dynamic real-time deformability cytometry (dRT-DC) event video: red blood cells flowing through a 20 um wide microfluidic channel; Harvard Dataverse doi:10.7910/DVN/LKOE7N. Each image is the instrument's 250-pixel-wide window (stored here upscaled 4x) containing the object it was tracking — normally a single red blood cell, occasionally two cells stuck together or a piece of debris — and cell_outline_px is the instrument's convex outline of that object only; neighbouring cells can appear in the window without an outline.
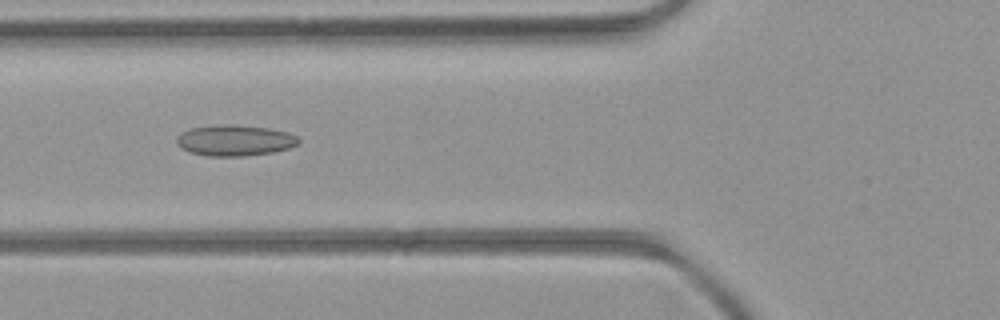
{"species": "common noctule bat (a hibernating species)", "species_latin": "Nyctalus noctula", "temperature_condition": "room temperature", "stored_images_in_passage": 52, "camera_frame_rate_fps": 3000, "um_per_image_px": 0.085, "animal": {"sex": "female", "body_mass_g": 21.9}, "frame": {"image": 1, "passage_image": 20, "time_ms": 6.333, "image_size_px": [1000, 320], "cell_outline_px": [[300, 140], [296, 144], [288, 148], [272, 152], [244, 156], [208, 156], [188, 152], [180, 148], [176, 144], [176, 136], [180, 132], [192, 128], [224, 124], [232, 124], [268, 128], [288, 132], [296, 136]], "centroid_in_image_um": [19.9, 11.93], "position_along_channel_um": 105.9, "area_um2": 22.02}}
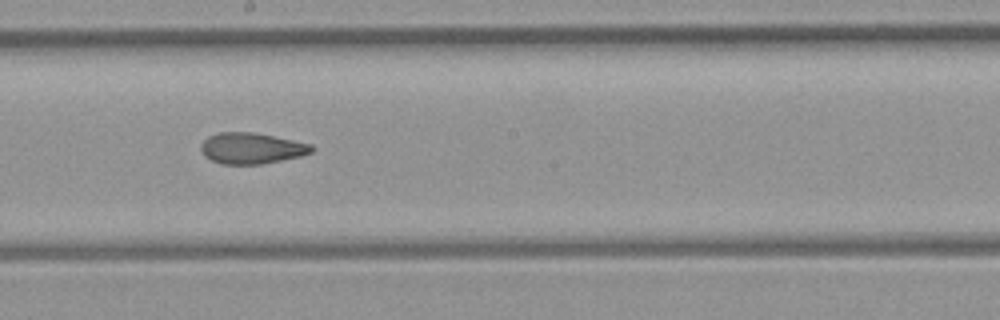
{"frame": {"image": 2, "passage_image": 29, "time_ms": 9.333, "image_size_px": [1000, 320], "cell_outline_px": [[312, 152], [300, 156], [260, 164], [220, 164], [204, 156], [200, 148], [200, 144], [208, 136], [220, 132], [252, 132], [312, 144]], "centroid_in_image_um": [21.33, 12.6], "position_along_channel_um": 226.9, "area_um2": 19.83}}
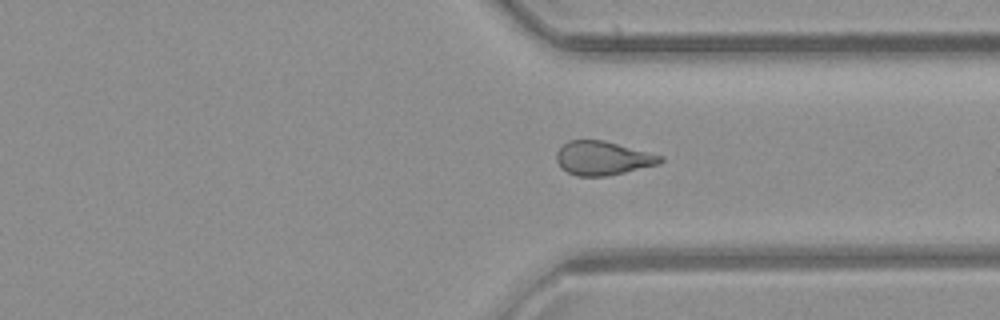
{"frame": {"image": 3, "passage_image": 39, "time_ms": 12.667, "image_size_px": [1000, 320], "cell_outline_px": [[664, 160], [660, 164], [608, 176], [576, 176], [560, 168], [556, 160], [556, 152], [568, 140], [604, 140], [664, 156]], "centroid_in_image_um": [51.24, 13.45], "position_along_channel_um": 360.2, "area_um2": 20.63}, "authors_computed_cell_mechanics": {"area_um2": 20.8947, "velocity_mm_per_s": 4.0149, "shape_relaxation_time_tau1_ms": null, "shape_relaxation_time_tau2_ms": 2.5403, "deformation_change_tau1": null, "deformation_change_tau2": 0.0978}}